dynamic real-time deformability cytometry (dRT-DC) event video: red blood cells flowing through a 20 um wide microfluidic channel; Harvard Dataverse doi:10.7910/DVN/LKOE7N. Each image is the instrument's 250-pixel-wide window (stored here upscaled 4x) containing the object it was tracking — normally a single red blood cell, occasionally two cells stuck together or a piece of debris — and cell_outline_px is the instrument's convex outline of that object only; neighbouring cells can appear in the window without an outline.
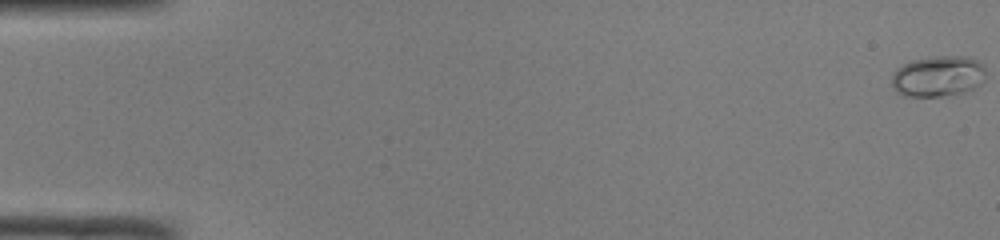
{"species": "common noctule bat (a hibernating species)", "species_latin": "Nyctalus noctula", "temperature_condition": "room temperature", "stored_images_in_passage": 11, "camera_frame_rate_fps": 3000, "um_per_image_px": 0.085, "animal": {"sex": "male", "body_mass_g": 19.0, "forearm_length_mm": 50.8}, "frame": {"image": 1, "passage_image": 1, "time_ms": 0.0, "image_size_px": [1000, 240], "cell_outline_px": [[984, 80], [980, 84], [964, 92], [940, 96], [904, 96], [896, 92], [892, 88], [892, 72], [896, 68], [912, 60], [936, 56], [968, 56], [984, 64]], "centroid_in_image_um": [79.71, 6.47], "position_along_channel_um": 5.3, "area_um2": 22.48}}